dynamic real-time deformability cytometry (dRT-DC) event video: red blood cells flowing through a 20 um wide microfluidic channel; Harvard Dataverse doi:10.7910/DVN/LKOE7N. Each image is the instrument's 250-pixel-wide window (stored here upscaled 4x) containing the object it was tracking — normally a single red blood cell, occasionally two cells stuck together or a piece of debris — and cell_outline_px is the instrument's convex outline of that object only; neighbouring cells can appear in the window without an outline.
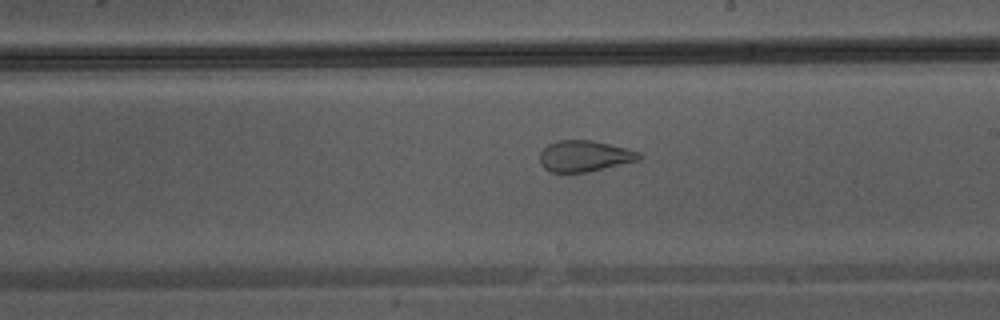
{"species": "Egyptian fruit bat (a non-hibernating species)", "species_latin": "Rousettus aegyptiacus", "temperature_condition": "warm", "stored_images_in_passage": 47, "segment_of_instrument_passage": [2, 2], "camera_frame_rate_fps": 3000, "um_per_image_px": 0.085, "animal": {"sex": "male"}, "frame": {"image": 1, "passage_image": 28, "time_ms": 9.0, "image_size_px": [1000, 320], "cell_outline_px": [[644, 156], [640, 160], [588, 172], [552, 172], [544, 168], [540, 164], [540, 152], [548, 144], [560, 140], [592, 140], [640, 152]], "centroid_in_image_um": [49.69, 13.27], "position_along_channel_um": 239.3, "area_um2": 17.98}}
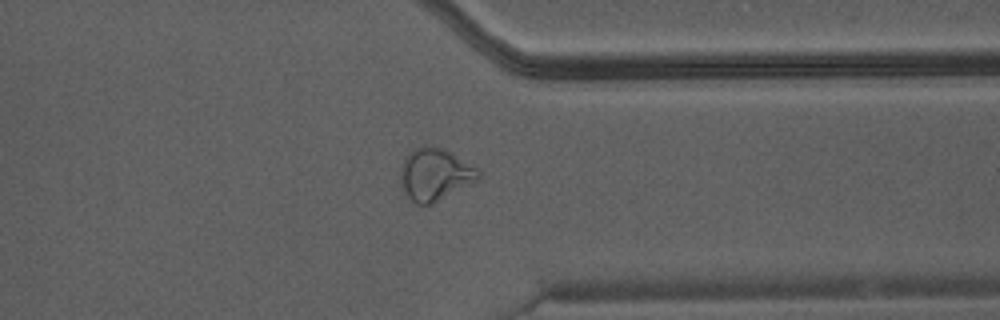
{"frame": {"image": 2, "passage_image": 37, "time_ms": 12.0, "image_size_px": [1000, 320], "cell_outline_px": [[480, 180], [432, 204], [416, 204], [404, 192], [400, 184], [400, 168], [404, 160], [416, 148], [424, 144], [428, 144], [452, 152], [476, 168], [480, 172]], "centroid_in_image_um": [36.98, 14.83], "position_along_channel_um": 374.4, "area_um2": 23.76}}
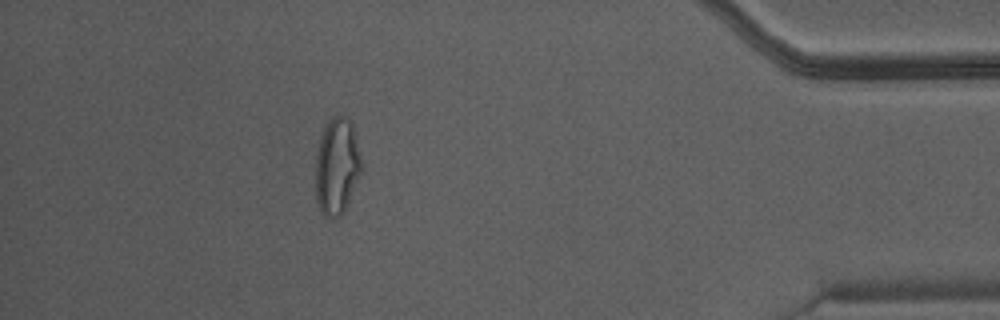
{"frame": {"image": 3, "passage_image": 42, "time_ms": 13.667, "image_size_px": [1000, 320], "cell_outline_px": [[360, 172], [344, 212], [336, 220], [324, 216], [320, 212], [316, 200], [316, 156], [320, 136], [328, 120], [332, 116], [344, 116], [352, 120], [360, 156]], "centroid_in_image_um": [28.61, 14.14], "position_along_channel_um": 406.6, "area_um2": 25.84}}